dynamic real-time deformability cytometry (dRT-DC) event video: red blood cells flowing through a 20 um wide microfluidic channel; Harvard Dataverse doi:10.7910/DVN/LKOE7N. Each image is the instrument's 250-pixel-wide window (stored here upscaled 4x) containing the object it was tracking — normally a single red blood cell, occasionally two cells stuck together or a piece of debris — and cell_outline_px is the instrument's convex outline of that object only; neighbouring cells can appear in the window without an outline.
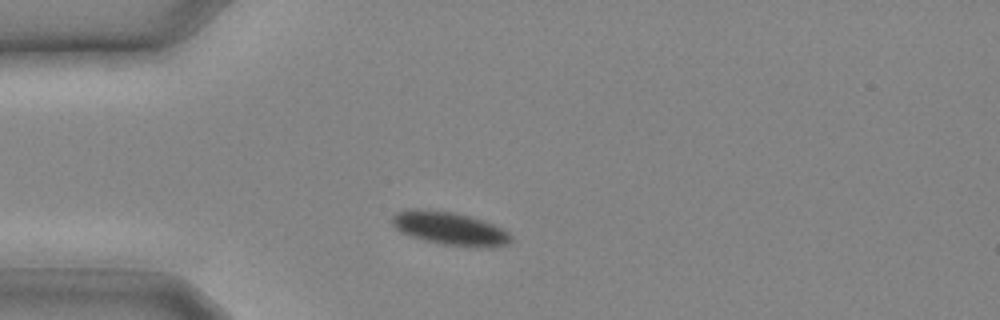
{"species": "common noctule bat (a hibernating species)", "species_latin": "Nyctalus noctula", "temperature_condition": "cold", "stored_images_in_passage": 9, "camera_frame_rate_fps": 3000, "um_per_image_px": 0.085, "animal": {"sex": "male", "body_mass_g": 20.4}, "frame": {"image": 1, "passage_image": 1, "time_ms": 0.0, "image_size_px": [1000, 320], "cell_outline_px": [[512, 240], [508, 244], [488, 248], [476, 248], [444, 244], [424, 240], [400, 232], [392, 224], [392, 216], [396, 212], [452, 212], [484, 220], [504, 228], [512, 236]], "centroid_in_image_um": [38.37, 19.49], "position_along_channel_um": 46.6, "area_um2": 22.31}}
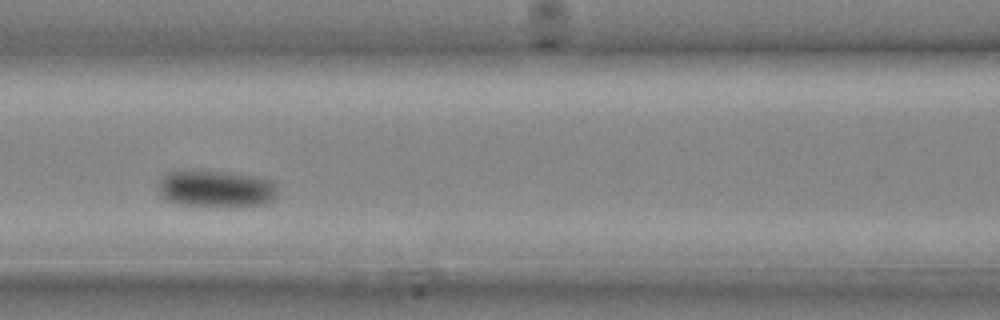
{"frame": {"image": 2, "passage_image": 6, "time_ms": 1.667, "image_size_px": [1000, 320], "cell_outline_px": [[276, 196], [268, 204], [180, 204], [168, 200], [160, 196], [160, 180], [168, 172], [192, 168], [228, 172], [252, 176], [272, 180], [276, 184]], "centroid_in_image_um": [18.34, 15.97], "position_along_channel_um": 148.3, "area_um2": 25.2}}
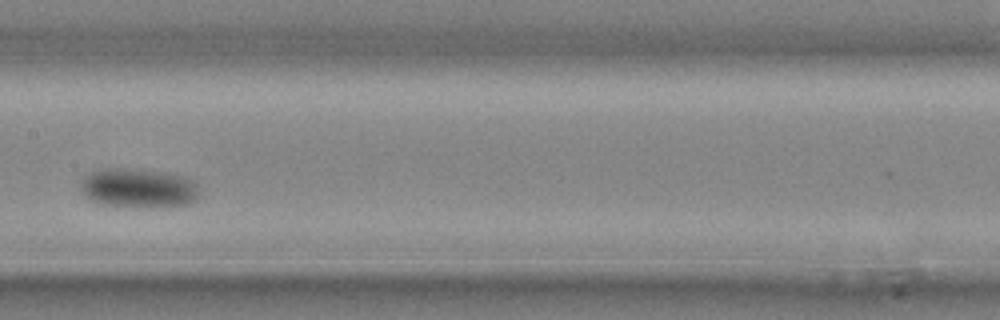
{"frame": {"image": 3, "passage_image": 8, "time_ms": 2.333, "image_size_px": [1000, 320], "cell_outline_px": [[200, 196], [196, 200], [188, 204], [152, 208], [104, 204], [92, 200], [84, 192], [84, 180], [92, 172], [104, 168], [128, 168], [184, 176], [192, 180], [196, 184], [200, 192]], "centroid_in_image_um": [11.88, 16.0], "position_along_channel_um": 195.5, "area_um2": 26.65}}